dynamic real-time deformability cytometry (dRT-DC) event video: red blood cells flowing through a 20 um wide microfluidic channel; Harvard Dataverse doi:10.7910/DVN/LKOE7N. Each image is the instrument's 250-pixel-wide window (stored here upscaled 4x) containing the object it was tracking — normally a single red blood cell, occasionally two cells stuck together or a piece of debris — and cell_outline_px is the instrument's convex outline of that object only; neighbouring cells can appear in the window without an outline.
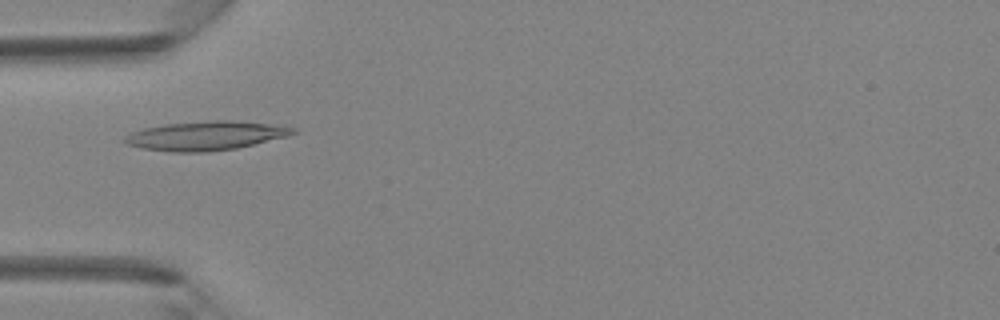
{"species": "Egyptian fruit bat (a non-hibernating species)", "species_latin": "Rousettus aegyptiacus", "temperature_condition": "room temperature", "stored_images_in_passage": 36, "camera_frame_rate_fps": 3000, "um_per_image_px": 0.085, "animal": {"sex": "female"}, "frame": {"image": 1, "passage_image": 7, "time_ms": 2.0, "image_size_px": [1000, 320], "cell_outline_px": [[296, 132], [288, 136], [236, 148], [204, 152], [172, 152], [140, 148], [128, 144], [120, 140], [124, 136], [132, 132], [144, 128], [164, 124], [208, 120], [228, 120], [268, 124], [296, 128]], "centroid_in_image_um": [17.42, 11.54], "position_along_channel_um": 67.6, "area_um2": 28.38}}
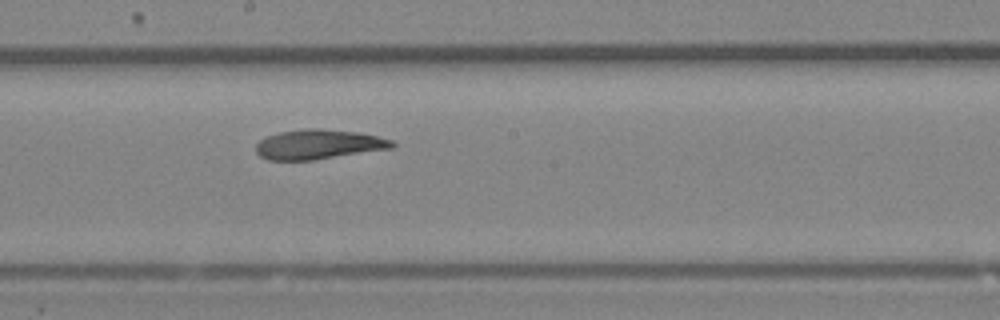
{"frame": {"image": 2, "passage_image": 17, "time_ms": 5.333, "image_size_px": [1000, 320], "cell_outline_px": [[396, 144], [392, 148], [312, 160], [268, 160], [260, 156], [256, 152], [256, 144], [260, 140], [268, 136], [280, 132], [308, 128], [320, 128], [356, 132], [376, 136], [392, 140]], "centroid_in_image_um": [27.06, 12.27], "position_along_channel_um": 221.1, "area_um2": 23.35}}
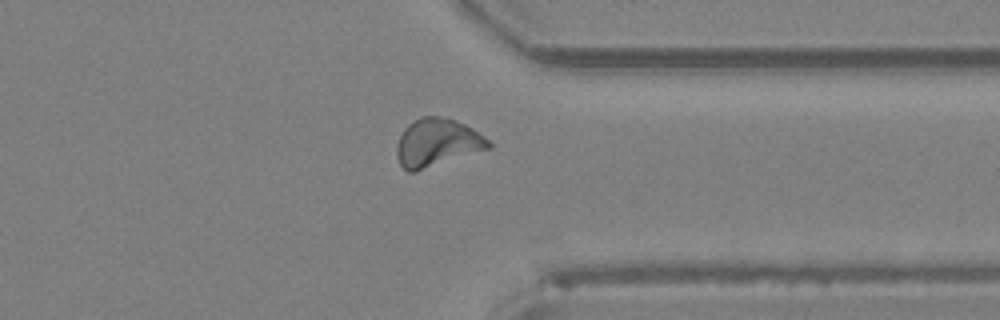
{"frame": {"image": 3, "passage_image": 27, "time_ms": 8.667, "image_size_px": [1000, 320], "cell_outline_px": [[492, 148], [412, 172], [408, 172], [400, 164], [396, 156], [396, 148], [400, 136], [404, 128], [408, 124], [420, 116], [440, 116], [456, 120], [472, 128], [484, 136], [492, 144]], "centroid_in_image_um": [37.15, 12.11], "position_along_channel_um": 374.2, "area_um2": 25.55}}